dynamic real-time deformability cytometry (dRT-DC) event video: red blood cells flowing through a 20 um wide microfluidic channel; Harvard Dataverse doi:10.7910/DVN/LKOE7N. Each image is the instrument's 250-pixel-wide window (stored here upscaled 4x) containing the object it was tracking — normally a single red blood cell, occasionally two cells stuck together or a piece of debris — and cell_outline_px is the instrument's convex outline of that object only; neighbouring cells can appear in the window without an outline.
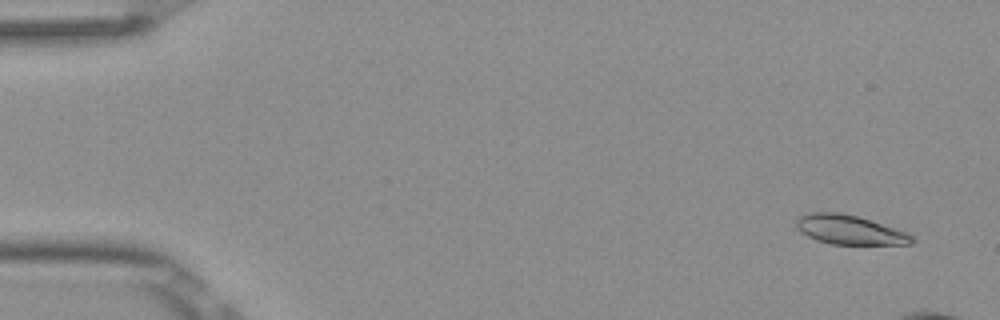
{"species": "Egyptian fruit bat (a non-hibernating species)", "species_latin": "Rousettus aegyptiacus", "temperature_condition": "room temperature", "stored_images_in_passage": 4, "camera_frame_rate_fps": 3000, "um_per_image_px": 0.085, "frame": {"image": 1, "passage_image": 1, "time_ms": 0.0, "image_size_px": [1000, 320], "cell_outline_px": [[916, 240], [912, 244], [832, 244], [816, 240], [800, 232], [796, 228], [796, 220], [800, 216], [808, 212], [836, 212], [856, 216], [904, 232], [912, 236]], "centroid_in_image_um": [72.15, 19.54], "position_along_channel_um": 12.9, "area_um2": 19.36}}